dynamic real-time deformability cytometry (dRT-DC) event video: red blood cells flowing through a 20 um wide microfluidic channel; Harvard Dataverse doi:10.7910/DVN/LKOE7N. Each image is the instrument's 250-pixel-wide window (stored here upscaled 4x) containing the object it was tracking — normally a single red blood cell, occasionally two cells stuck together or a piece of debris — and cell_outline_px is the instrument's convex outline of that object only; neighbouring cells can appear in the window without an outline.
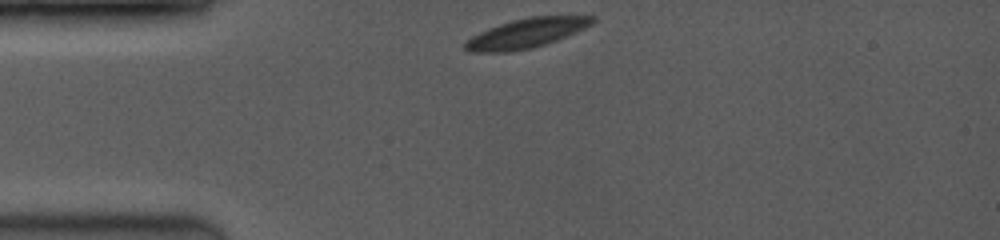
{"species": "common noctule bat (a hibernating species)", "species_latin": "Nyctalus noctula", "temperature_condition": "room temperature", "stored_images_in_passage": 43, "camera_frame_rate_fps": 3500, "um_per_image_px": 0.085, "animal": {"sex": "female", "body_mass_g": 19.0, "forearm_length_mm": 53.3}, "frame": {"image": 1, "passage_image": 1, "time_ms": 0.0, "image_size_px": [1000, 240], "cell_outline_px": [[596, 20], [592, 24], [584, 28], [556, 40], [532, 48], [512, 52], [468, 52], [464, 48], [464, 44], [472, 36], [488, 28], [512, 20], [532, 16], [596, 16]], "centroid_in_image_um": [44.72, 2.83], "position_along_channel_um": 40.3, "area_um2": 21.68}}
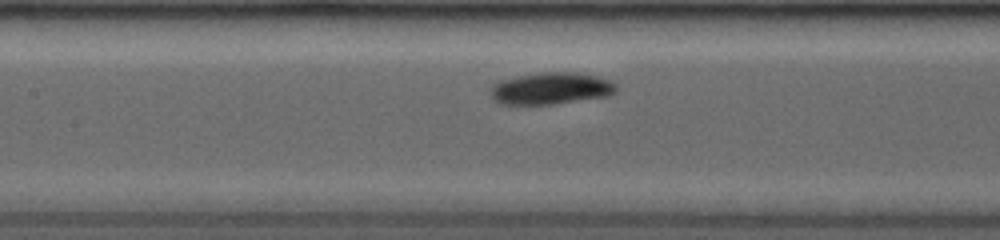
{"frame": {"image": 2, "passage_image": 17, "time_ms": 3.714, "image_size_px": [1000, 240], "cell_outline_px": [[616, 92], [608, 96], [552, 104], [500, 104], [492, 96], [492, 84], [500, 80], [516, 76], [540, 72], [576, 72], [596, 76], [612, 80], [616, 84]], "centroid_in_image_um": [46.86, 7.5], "position_along_channel_um": 160.5, "area_um2": 23.35}}
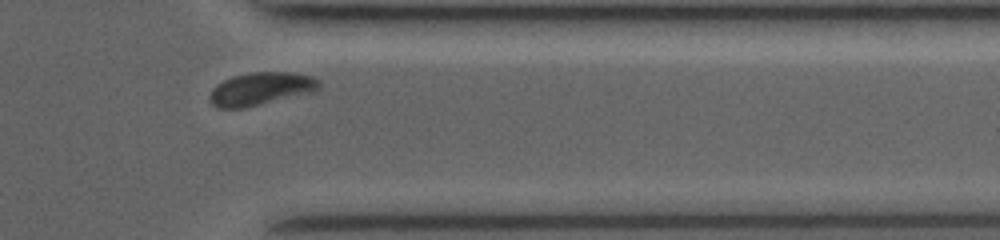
{"frame": {"image": 3, "passage_image": 39, "time_ms": 9.429, "image_size_px": [1000, 240], "cell_outline_px": [[320, 88], [316, 92], [244, 108], [216, 108], [208, 100], [208, 96], [212, 88], [216, 84], [232, 76], [252, 72], [292, 72], [312, 76], [320, 80]], "centroid_in_image_um": [22.18, 7.55], "position_along_channel_um": 389.2, "area_um2": 21.39}, "authors_computed_cell_mechanics": {"area_um2": 22.4264, "velocity_mm_per_s": 3.9945, "shape_relaxation_time_tau1_ms": 2.0287, "shape_relaxation_time_tau2_ms": null, "deformation_change_tau1": 0.099, "deformation_change_tau2": null}}